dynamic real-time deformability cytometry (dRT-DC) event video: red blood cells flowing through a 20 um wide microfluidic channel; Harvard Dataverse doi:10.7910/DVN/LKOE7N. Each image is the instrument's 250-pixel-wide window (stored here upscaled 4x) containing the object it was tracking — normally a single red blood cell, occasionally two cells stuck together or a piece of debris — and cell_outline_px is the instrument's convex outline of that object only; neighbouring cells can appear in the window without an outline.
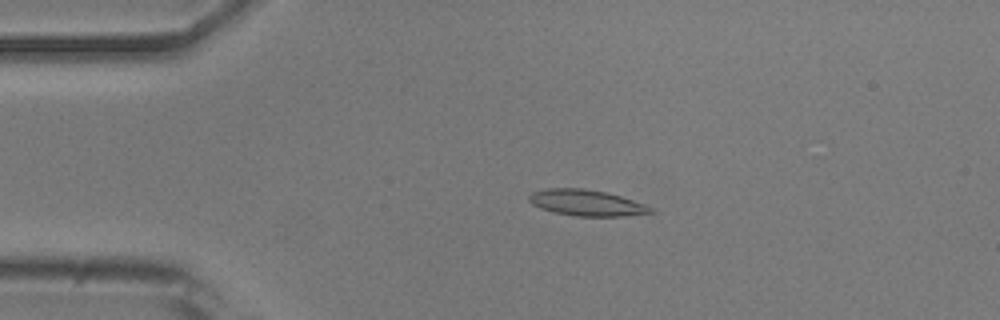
{"species": "common noctule bat (a hibernating species)", "species_latin": "Nyctalus noctula", "temperature_condition": "room temperature", "stored_images_in_passage": 52, "camera_frame_rate_fps": 3000, "um_per_image_px": 0.085, "animal": {"sex": "male", "body_mass_g": 20.5, "forearm_length_mm": 52.5}, "frame": {"image": 1, "passage_image": 11, "time_ms": 3.333, "image_size_px": [1000, 320], "cell_outline_px": [[652, 212], [624, 216], [576, 216], [556, 212], [540, 208], [532, 204], [528, 200], [528, 196], [532, 192], [548, 188], [584, 188], [604, 192], [620, 196], [644, 204], [652, 208]], "centroid_in_image_um": [49.8, 17.23], "position_along_channel_um": 35.2, "area_um2": 18.21}}
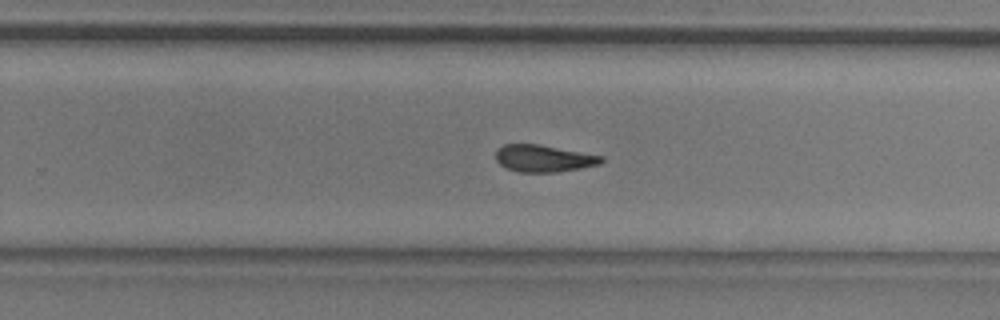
{"frame": {"image": 2, "passage_image": 33, "time_ms": 10.667, "image_size_px": [1000, 320], "cell_outline_px": [[604, 160], [600, 164], [580, 168], [556, 172], [520, 172], [508, 168], [500, 164], [496, 160], [496, 148], [504, 144], [540, 144], [604, 156]], "centroid_in_image_um": [46.21, 13.45], "position_along_channel_um": 283.6, "area_um2": 16.65}}
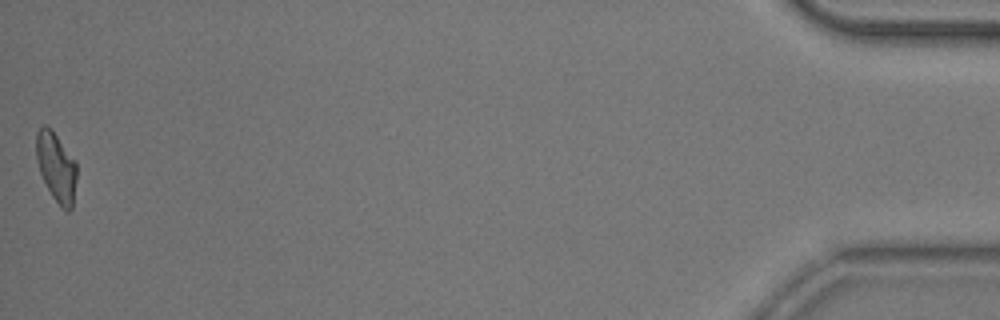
{"frame": {"image": 3, "passage_image": 52, "time_ms": 17.0, "image_size_px": [1000, 320], "cell_outline_px": [[76, 180], [72, 208], [68, 212], [64, 212], [60, 208], [52, 196], [40, 172], [36, 156], [36, 132], [44, 124], [48, 124], [52, 128], [76, 160]], "centroid_in_image_um": [4.79, 14.18], "position_along_channel_um": 430.4, "area_um2": 16.65}, "authors_computed_cell_mechanics": {"area_um2": 17.6001, "velocity_mm_per_s": 3.8685, "shape_relaxation_time_tau1_ms": 7.0626, "shape_relaxation_time_tau2_ms": 3.6003, "deformation_change_tau1": 0.1905, "deformation_change_tau2": 0.1073}}